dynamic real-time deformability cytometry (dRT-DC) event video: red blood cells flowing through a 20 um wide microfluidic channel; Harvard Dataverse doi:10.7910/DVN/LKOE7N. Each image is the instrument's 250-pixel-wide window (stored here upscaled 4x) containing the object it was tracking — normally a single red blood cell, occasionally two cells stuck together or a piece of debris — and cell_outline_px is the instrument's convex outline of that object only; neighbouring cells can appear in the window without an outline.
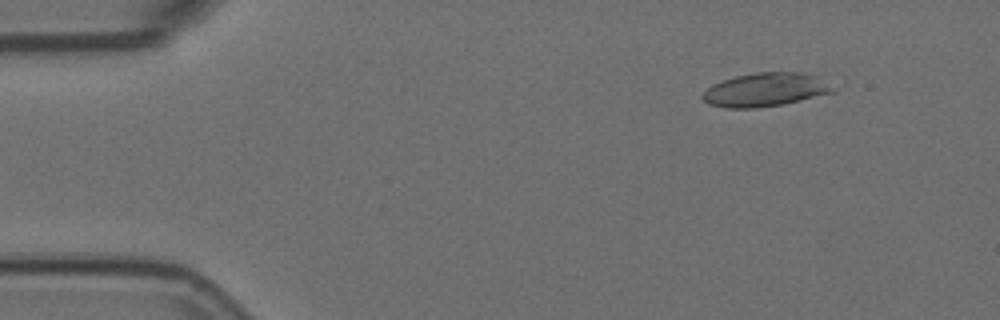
{"species": "Egyptian fruit bat (a non-hibernating species)", "species_latin": "Rousettus aegyptiacus", "temperature_condition": "room temperature", "stored_images_in_passage": 5, "camera_frame_rate_fps": 3000, "um_per_image_px": 0.085, "animal": {"sex": "female"}, "frame": {"image": 1, "passage_image": 3, "time_ms": 0.667, "image_size_px": [1000, 320], "cell_outline_px": [[836, 92], [784, 104], [756, 108], [724, 108], [708, 104], [700, 96], [712, 84], [736, 76], [756, 72], [804, 72], [816, 76]], "centroid_in_image_um": [65.01, 7.64], "position_along_channel_um": 20.0, "area_um2": 25.37}}